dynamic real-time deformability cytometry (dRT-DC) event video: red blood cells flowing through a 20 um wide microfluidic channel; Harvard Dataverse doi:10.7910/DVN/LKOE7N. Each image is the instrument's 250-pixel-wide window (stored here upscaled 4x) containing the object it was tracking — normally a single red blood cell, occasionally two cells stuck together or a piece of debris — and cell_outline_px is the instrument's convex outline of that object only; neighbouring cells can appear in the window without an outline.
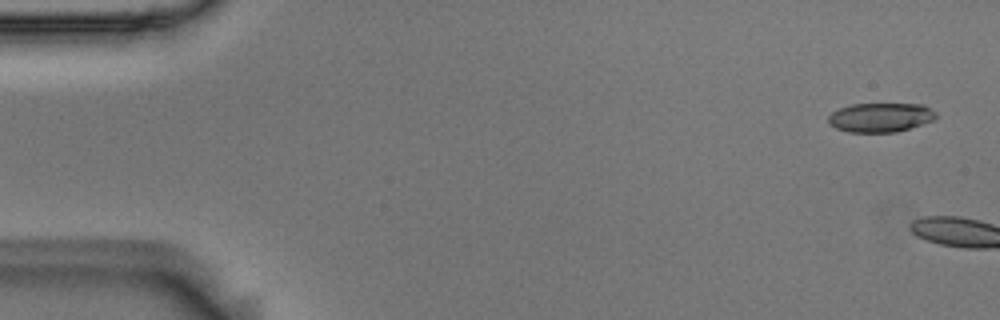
{"species": "Egyptian fruit bat (a non-hibernating species)", "species_latin": "Rousettus aegyptiacus", "temperature_condition": "room temperature", "stored_images_in_passage": 7, "segment_of_instrument_passage": [1, 2], "camera_frame_rate_fps": 3000, "um_per_image_px": 0.085, "animal": {"sex": "male"}, "frame": {"image": 1, "passage_image": 1, "time_ms": 0.0, "image_size_px": [1000, 320], "cell_outline_px": [[936, 116], [932, 120], [896, 132], [848, 132], [836, 128], [828, 124], [828, 116], [832, 112], [840, 108], [852, 104], [924, 104], [936, 112]], "centroid_in_image_um": [74.81, 9.97], "position_along_channel_um": 10.2, "area_um2": 18.21}}
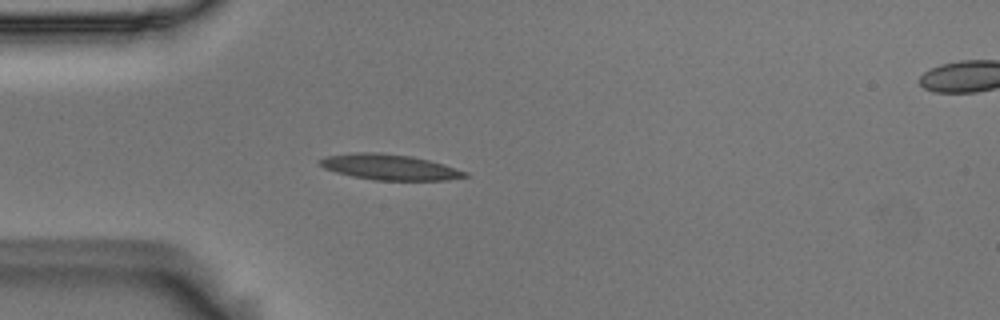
{"frame": {"image": 2, "passage_image": 6, "time_ms": 1.667, "image_size_px": [1000, 320], "cell_outline_px": [[472, 176], [448, 180], [376, 180], [352, 176], [336, 172], [324, 168], [316, 160], [324, 156], [352, 152], [380, 152], [412, 156], [444, 164], [468, 172]], "centroid_in_image_um": [33.12, 14.19], "position_along_channel_um": 51.9, "area_um2": 21.91}}